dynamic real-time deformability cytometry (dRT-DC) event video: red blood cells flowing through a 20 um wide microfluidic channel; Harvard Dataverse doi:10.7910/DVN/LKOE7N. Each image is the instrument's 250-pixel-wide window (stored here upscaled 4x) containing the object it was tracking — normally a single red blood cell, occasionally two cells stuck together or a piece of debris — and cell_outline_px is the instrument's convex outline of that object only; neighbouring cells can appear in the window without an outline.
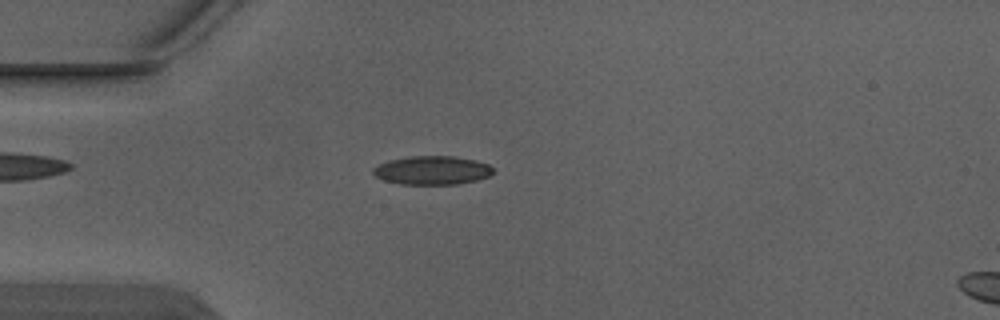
{"species": "Egyptian fruit bat (a non-hibernating species)", "species_latin": "Rousettus aegyptiacus", "temperature_condition": "warm", "stored_images_in_passage": 4, "camera_frame_rate_fps": 3000, "um_per_image_px": 0.085, "animal": {"sex": "male"}, "frame": {"image": 1, "passage_image": 3, "time_ms": 0.667, "image_size_px": [1000, 320], "cell_outline_px": [[492, 172], [488, 176], [476, 180], [460, 184], [400, 184], [384, 180], [376, 176], [372, 172], [372, 168], [388, 160], [412, 156], [456, 156], [476, 160], [488, 164], [492, 168]], "centroid_in_image_um": [36.72, 14.47], "position_along_channel_um": 48.3, "area_um2": 20.0}}